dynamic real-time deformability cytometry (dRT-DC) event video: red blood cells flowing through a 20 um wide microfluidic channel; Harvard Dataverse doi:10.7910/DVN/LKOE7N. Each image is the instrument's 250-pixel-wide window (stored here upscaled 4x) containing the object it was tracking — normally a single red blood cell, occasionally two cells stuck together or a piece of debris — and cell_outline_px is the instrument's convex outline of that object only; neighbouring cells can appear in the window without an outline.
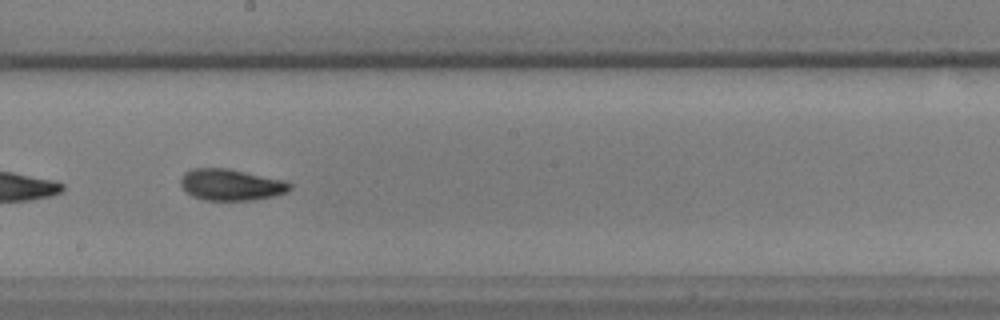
{"species": "common noctule bat (a hibernating species)", "species_latin": "Nyctalus noctula", "temperature_condition": "warm", "stored_images_in_passage": 23, "camera_frame_rate_fps": 3000, "um_per_image_px": 0.085, "animal": {"sex": "male", "body_mass_g": 17.9, "forearm_length_mm": 54.2}, "frame": {"image": 1, "passage_image": 14, "time_ms": 4.333, "image_size_px": [1000, 320], "cell_outline_px": [[292, 188], [288, 192], [272, 196], [252, 200], [204, 200], [192, 196], [180, 184], [180, 180], [184, 172], [192, 168], [228, 168], [284, 180], [292, 184]], "centroid_in_image_um": [19.64, 15.69], "position_along_channel_um": 228.6, "area_um2": 20.0}}